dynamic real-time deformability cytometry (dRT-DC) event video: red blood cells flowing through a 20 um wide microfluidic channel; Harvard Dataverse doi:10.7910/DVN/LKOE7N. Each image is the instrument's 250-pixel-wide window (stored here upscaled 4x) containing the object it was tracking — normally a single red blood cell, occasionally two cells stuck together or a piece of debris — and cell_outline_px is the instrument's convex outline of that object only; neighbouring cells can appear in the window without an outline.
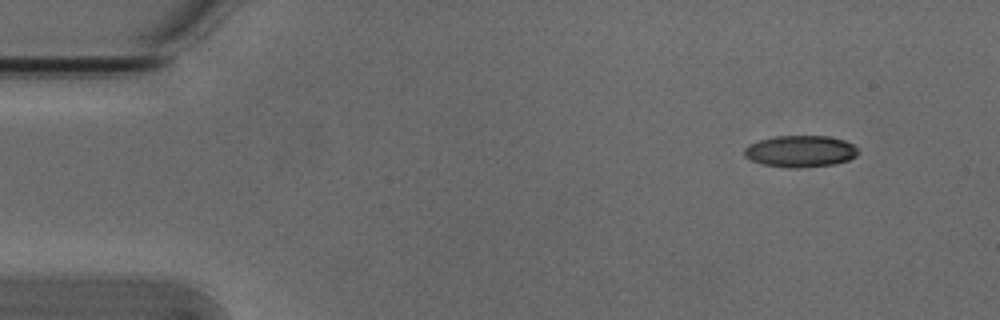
{"species": "Egyptian fruit bat (a non-hibernating species)", "species_latin": "Rousettus aegyptiacus", "temperature_condition": "cold", "stored_images_in_passage": 5, "camera_frame_rate_fps": 3000, "um_per_image_px": 0.085, "animal": {"sex": "male"}, "frame": {"image": 1, "passage_image": 1, "time_ms": 0.0, "image_size_px": [1000, 320], "cell_outline_px": [[860, 152], [856, 156], [848, 160], [832, 164], [796, 168], [792, 168], [764, 164], [752, 160], [744, 156], [744, 148], [748, 144], [760, 140], [776, 136], [828, 136], [844, 140], [852, 144]], "centroid_in_image_um": [68.03, 12.85], "position_along_channel_um": 17.0, "area_um2": 20.81}}